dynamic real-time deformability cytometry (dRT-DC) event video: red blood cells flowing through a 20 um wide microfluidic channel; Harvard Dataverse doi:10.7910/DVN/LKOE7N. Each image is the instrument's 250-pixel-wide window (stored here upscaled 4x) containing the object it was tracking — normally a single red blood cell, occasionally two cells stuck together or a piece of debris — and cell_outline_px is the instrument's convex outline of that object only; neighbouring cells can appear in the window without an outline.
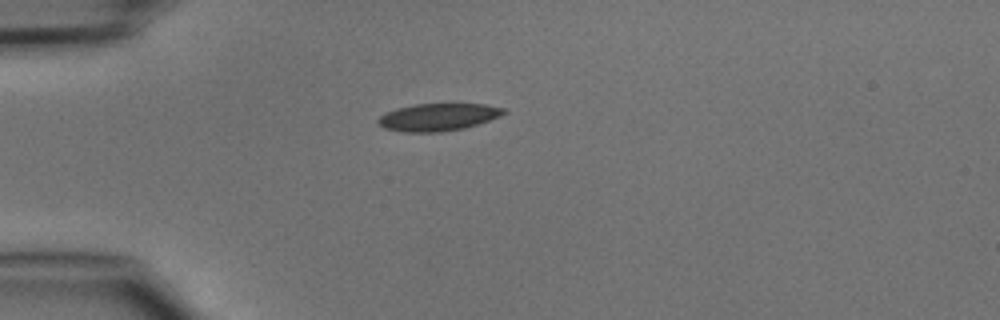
{"species": "common noctule bat (a hibernating species)", "species_latin": "Nyctalus noctula", "temperature_condition": "cold", "stored_images_in_passage": 31, "camera_frame_rate_fps": 3000, "um_per_image_px": 0.085, "animal": {"sex": "male", "body_mass_g": 15.6}, "frame": {"image": 1, "passage_image": 1, "time_ms": 0.0, "image_size_px": [1000, 320], "cell_outline_px": [[508, 112], [500, 116], [464, 128], [440, 132], [400, 132], [384, 128], [376, 120], [384, 112], [396, 108], [416, 104], [484, 104], [504, 108]], "centroid_in_image_um": [37.2, 9.95], "position_along_channel_um": 47.8, "area_um2": 20.06}}
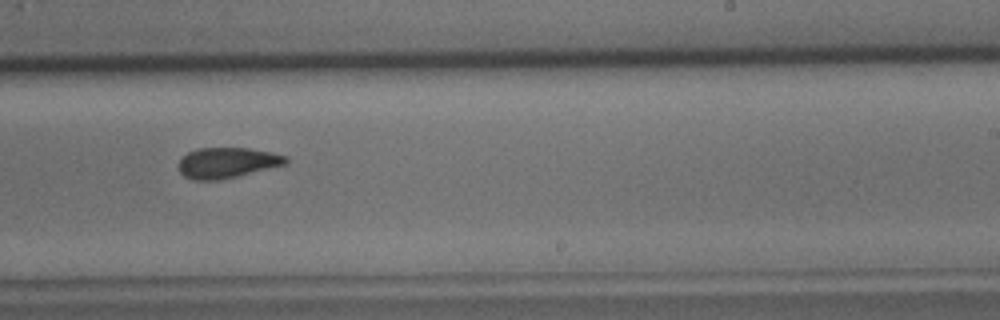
{"frame": {"image": 2, "passage_image": 18, "time_ms": 5.667, "image_size_px": [1000, 320], "cell_outline_px": [[288, 164], [220, 180], [192, 180], [184, 176], [176, 168], [176, 164], [180, 156], [196, 148], [248, 148], [272, 152], [288, 156]], "centroid_in_image_um": [19.26, 13.83], "position_along_channel_um": 269.7, "area_um2": 19.54}}
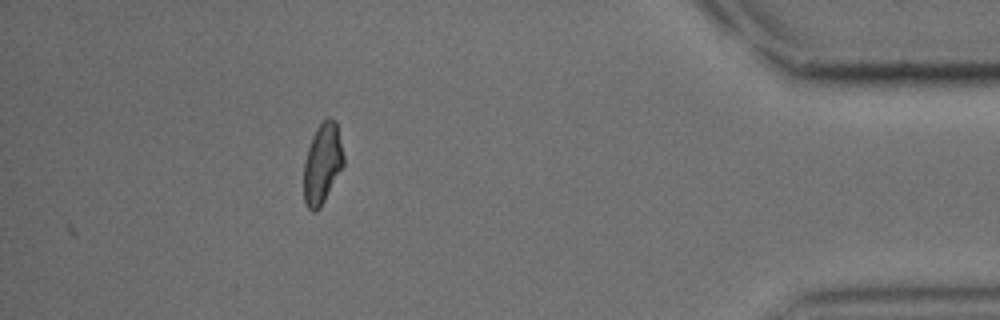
{"frame": {"image": 3, "passage_image": 31, "time_ms": 10.0, "image_size_px": [1000, 320], "cell_outline_px": [[344, 164], [320, 208], [316, 212], [312, 212], [304, 204], [304, 164], [308, 148], [312, 136], [316, 128], [328, 116], [336, 120], [344, 156]], "centroid_in_image_um": [27.4, 13.9], "position_along_channel_um": 407.8, "area_um2": 18.67}}